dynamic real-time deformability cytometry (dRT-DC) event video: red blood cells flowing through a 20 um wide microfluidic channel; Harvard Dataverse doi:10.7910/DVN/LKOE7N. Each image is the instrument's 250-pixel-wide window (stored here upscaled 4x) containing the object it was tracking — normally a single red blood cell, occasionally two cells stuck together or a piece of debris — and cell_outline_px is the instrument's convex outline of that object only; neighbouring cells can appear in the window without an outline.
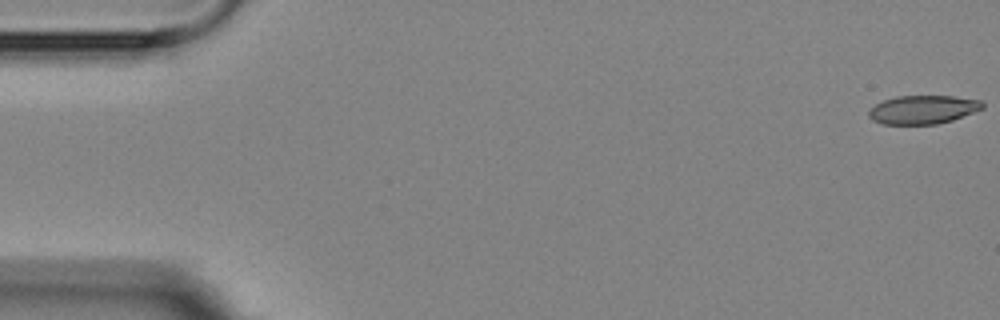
{"species": "Egyptian fruit bat (a non-hibernating species)", "species_latin": "Rousettus aegyptiacus", "temperature_condition": "room temperature", "stored_images_in_passage": 6, "camera_frame_rate_fps": 3000, "um_per_image_px": 0.085, "animal": {"sex": "female"}, "frame": {"image": 1, "passage_image": 1, "time_ms": 0.0, "image_size_px": [1000, 320], "cell_outline_px": [[984, 108], [952, 120], [936, 124], [884, 124], [872, 120], [868, 116], [868, 112], [876, 104], [884, 100], [896, 96], [952, 96], [980, 100], [984, 104]], "centroid_in_image_um": [78.45, 9.31], "position_along_channel_um": 6.6, "area_um2": 18.79}}
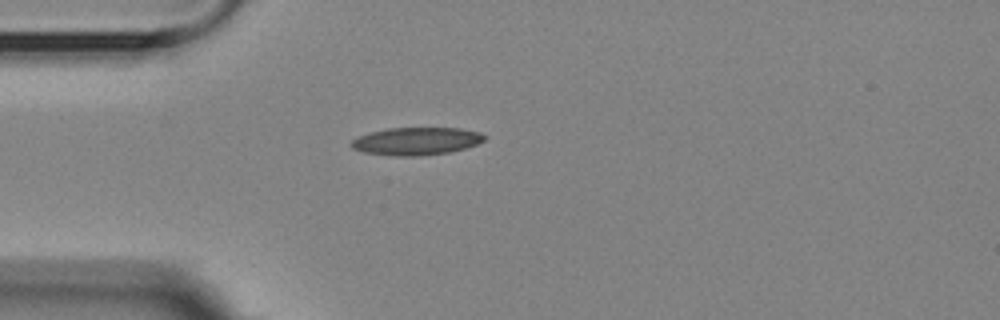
{"frame": {"image": 2, "passage_image": 5, "time_ms": 4.667, "image_size_px": [1000, 320], "cell_outline_px": [[488, 136], [484, 140], [476, 144], [452, 152], [420, 156], [392, 156], [364, 152], [352, 148], [352, 140], [360, 136], [372, 132], [388, 128], [460, 128], [480, 132]], "centroid_in_image_um": [35.43, 12.0], "position_along_channel_um": 49.6, "area_um2": 21.44}}